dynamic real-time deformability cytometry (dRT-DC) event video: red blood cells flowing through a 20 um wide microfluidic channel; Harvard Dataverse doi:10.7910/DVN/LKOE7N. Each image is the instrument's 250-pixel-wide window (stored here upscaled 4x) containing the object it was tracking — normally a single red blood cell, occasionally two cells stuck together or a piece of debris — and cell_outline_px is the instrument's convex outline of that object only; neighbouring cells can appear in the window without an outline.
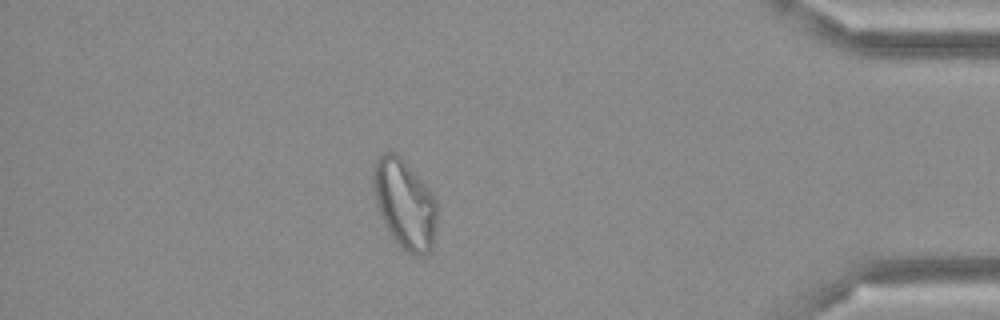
{"species": "Egyptian fruit bat (a non-hibernating species)", "species_latin": "Rousettus aegyptiacus", "temperature_condition": "cold", "stored_images_in_passage": 51, "camera_frame_rate_fps": 3000, "um_per_image_px": 0.085, "frame": {"image": 1, "passage_image": 44, "time_ms": 14.333, "image_size_px": [1000, 320], "cell_outline_px": [[436, 220], [432, 248], [428, 252], [420, 256], [416, 256], [408, 252], [392, 236], [384, 224], [380, 216], [376, 204], [372, 184], [372, 172], [376, 156], [384, 152], [392, 152], [400, 156], [436, 196]], "centroid_in_image_um": [34.37, 17.3], "position_along_channel_um": 400.8, "area_um2": 33.18}}